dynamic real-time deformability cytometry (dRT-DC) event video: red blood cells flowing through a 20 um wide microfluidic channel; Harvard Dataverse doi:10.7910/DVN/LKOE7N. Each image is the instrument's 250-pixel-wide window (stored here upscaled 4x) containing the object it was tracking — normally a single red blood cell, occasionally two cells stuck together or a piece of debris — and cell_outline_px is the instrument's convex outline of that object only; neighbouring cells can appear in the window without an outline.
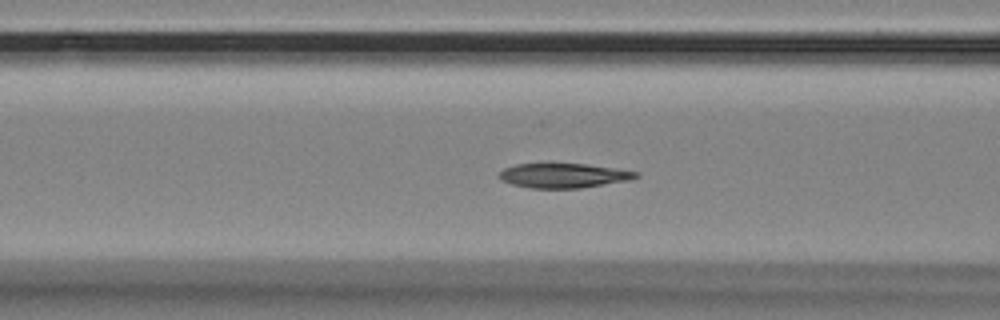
{"species": "Egyptian fruit bat (a non-hibernating species)", "species_latin": "Rousettus aegyptiacus", "temperature_condition": "room temperature", "stored_images_in_passage": 47, "camera_frame_rate_fps": 3000, "um_per_image_px": 0.085, "animal": {"sex": "female"}, "frame": {"image": 1, "passage_image": 19, "time_ms": 6.0, "image_size_px": [1000, 320], "cell_outline_px": [[640, 176], [632, 180], [580, 188], [528, 188], [512, 184], [500, 180], [496, 176], [504, 168], [516, 164], [588, 164], [636, 172]], "centroid_in_image_um": [47.87, 14.93], "position_along_channel_um": 118.7, "area_um2": 19.54}}
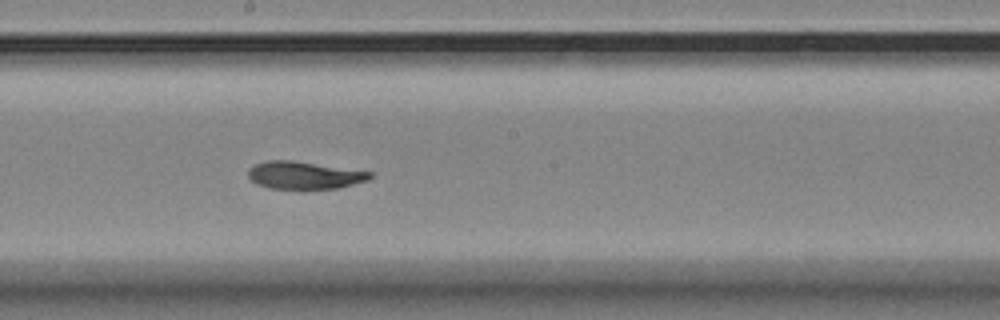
{"frame": {"image": 2, "passage_image": 28, "time_ms": 9.0, "image_size_px": [1000, 320], "cell_outline_px": [[372, 176], [368, 180], [340, 188], [304, 192], [300, 192], [268, 188], [256, 184], [248, 176], [248, 172], [256, 164], [268, 160], [292, 160], [372, 172]], "centroid_in_image_um": [25.87, 14.96], "position_along_channel_um": 222.3, "area_um2": 20.35}}
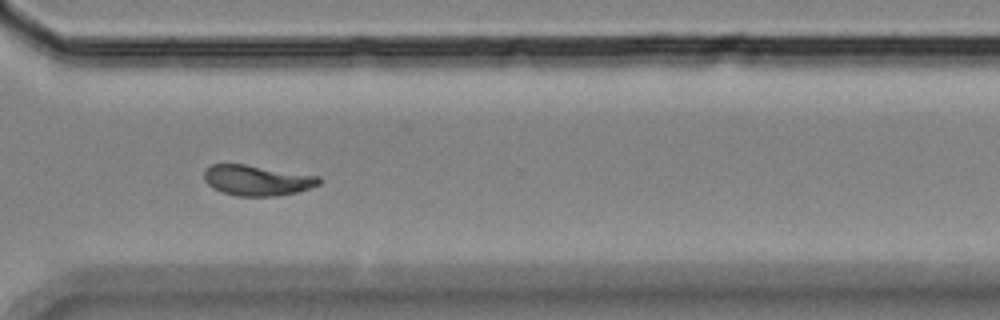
{"frame": {"image": 3, "passage_image": 39, "time_ms": 12.667, "image_size_px": [1000, 320], "cell_outline_px": [[320, 184], [296, 192], [276, 196], [236, 196], [220, 192], [212, 188], [204, 180], [204, 168], [212, 164], [244, 164], [320, 176]], "centroid_in_image_um": [21.8, 15.33], "position_along_channel_um": 348.8, "area_um2": 20.46}, "authors_computed_cell_mechanics": {"area_um2": 20.519, "velocity_mm_per_s": 3.455, "shape_relaxation_time_tau1_ms": 4.5531, "shape_relaxation_time_tau2_ms": 4.0019, "deformation_change_tau1": 0.1477, "deformation_change_tau2": 0.076}}